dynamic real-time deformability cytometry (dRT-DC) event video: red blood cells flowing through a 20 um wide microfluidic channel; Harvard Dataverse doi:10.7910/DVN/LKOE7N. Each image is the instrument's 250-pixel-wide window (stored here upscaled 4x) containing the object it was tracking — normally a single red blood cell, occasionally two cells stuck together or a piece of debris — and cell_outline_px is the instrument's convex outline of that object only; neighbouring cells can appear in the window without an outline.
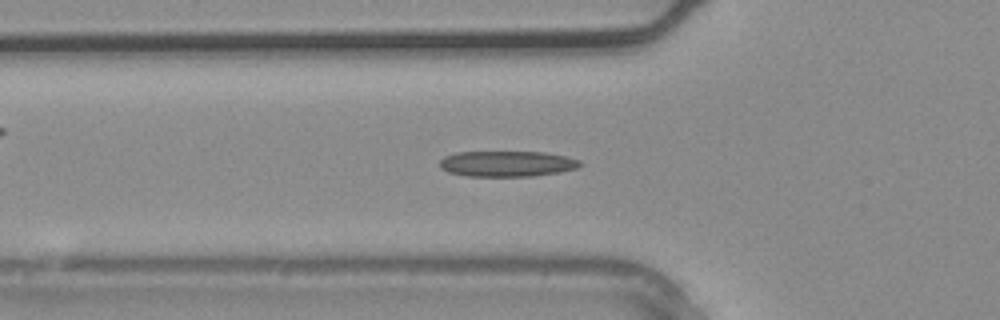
{"species": "common noctule bat (a hibernating species)", "species_latin": "Nyctalus noctula", "temperature_condition": "warm", "stored_images_in_passage": 34, "camera_frame_rate_fps": 3000, "um_per_image_px": 0.085, "animal": {"sex": "male", "body_mass_g": 20.4}, "frame": {"image": 1, "passage_image": 10, "time_ms": 3.0, "image_size_px": [1000, 320], "cell_outline_px": [[584, 164], [576, 168], [560, 172], [532, 176], [468, 176], [448, 172], [440, 168], [440, 160], [444, 156], [456, 152], [544, 152], [564, 156], [580, 160]], "centroid_in_image_um": [43.09, 13.92], "position_along_channel_um": 82.7, "area_um2": 21.04}}